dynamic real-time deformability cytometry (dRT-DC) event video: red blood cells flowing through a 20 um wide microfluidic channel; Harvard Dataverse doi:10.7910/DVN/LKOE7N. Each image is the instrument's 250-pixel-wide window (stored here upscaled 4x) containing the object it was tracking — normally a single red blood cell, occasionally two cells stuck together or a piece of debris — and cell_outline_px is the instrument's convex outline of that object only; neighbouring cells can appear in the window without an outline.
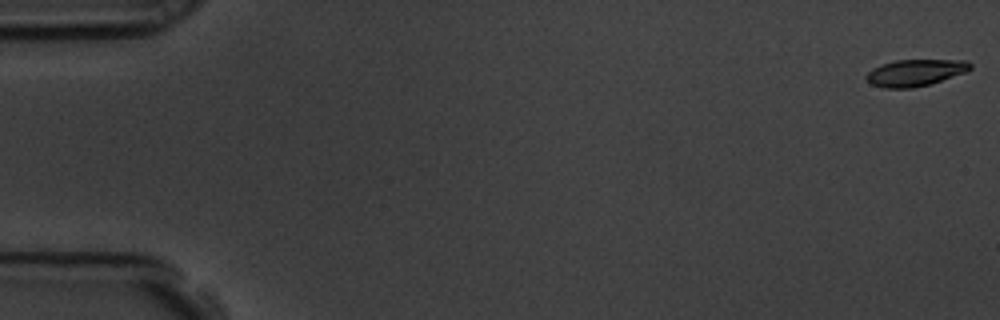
{"species": "common noctule bat (a hibernating species)", "species_latin": "Nyctalus noctula", "temperature_condition": "room temperature", "stored_images_in_passage": 58, "camera_frame_rate_fps": 3000, "um_per_image_px": 0.085, "animal": {"sex": "male", "body_mass_g": 19.5, "forearm_length_mm": 54.6}, "frame": {"image": 1, "passage_image": 1, "time_ms": 0.0, "image_size_px": [1000, 320], "cell_outline_px": [[972, 68], [968, 72], [928, 84], [912, 88], [884, 88], [872, 84], [864, 76], [872, 68], [880, 64], [896, 60], [968, 60], [972, 64]], "centroid_in_image_um": [77.81, 6.17], "position_along_channel_um": 7.2, "area_um2": 16.24}}
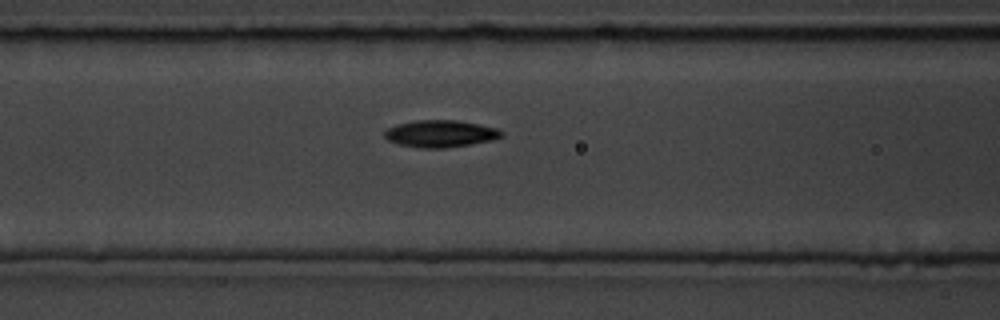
{"frame": {"image": 2, "passage_image": 24, "time_ms": 7.667, "image_size_px": [1000, 320], "cell_outline_px": [[504, 136], [492, 140], [444, 148], [420, 148], [400, 144], [388, 140], [384, 136], [384, 132], [388, 128], [396, 124], [416, 120], [456, 120], [496, 128], [504, 132]], "centroid_in_image_um": [37.42, 11.36], "position_along_channel_um": 129.2, "area_um2": 18.26}}
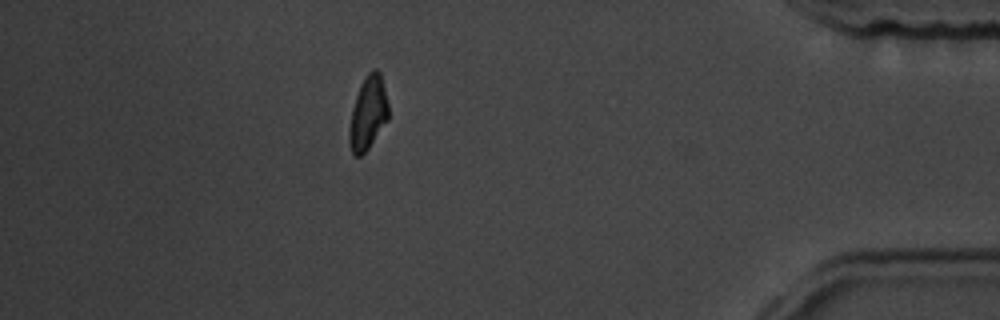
{"frame": {"image": 3, "passage_image": 51, "time_ms": 16.667, "image_size_px": [1000, 320], "cell_outline_px": [[388, 120], [368, 148], [360, 156], [356, 156], [352, 152], [348, 144], [348, 128], [352, 108], [360, 84], [368, 72], [372, 68], [376, 68], [380, 72], [388, 104]], "centroid_in_image_um": [31.26, 9.6], "position_along_channel_um": 403.9, "area_um2": 16.82}, "authors_computed_cell_mechanics": {"area_um2": 17.4556, "velocity_mm_per_s": 3.5599, "shape_relaxation_time_tau1_ms": 4.311, "shape_relaxation_time_tau2_ms": 6.5496, "deformation_change_tau1": 0.1285, "deformation_change_tau2": 0.1214}}